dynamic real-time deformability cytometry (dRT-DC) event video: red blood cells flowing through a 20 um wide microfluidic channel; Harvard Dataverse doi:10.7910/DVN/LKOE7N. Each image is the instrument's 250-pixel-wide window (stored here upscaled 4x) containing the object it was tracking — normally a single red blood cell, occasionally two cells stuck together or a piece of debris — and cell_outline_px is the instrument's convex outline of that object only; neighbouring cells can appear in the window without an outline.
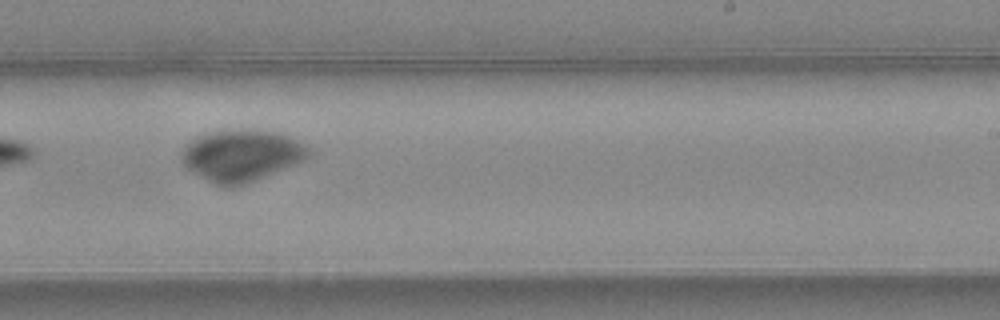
{"species": "common noctule bat (a hibernating species)", "species_latin": "Nyctalus noctula", "temperature_condition": "warm", "stored_images_in_passage": 14, "segment_of_instrument_passage": [2, 2], "camera_frame_rate_fps": 3000, "um_per_image_px": 0.085, "animal": {"sex": "female", "body_mass_g": 24.6, "forearm_length_mm": 56.2}, "frame": {"image": 1, "passage_image": 10, "time_ms": 3.0, "image_size_px": [1000, 320], "cell_outline_px": [[312, 156], [296, 164], [244, 184], [228, 188], [224, 188], [200, 176], [188, 168], [180, 160], [180, 152], [192, 140], [200, 136], [216, 132], [280, 132], [304, 144], [312, 152]], "centroid_in_image_um": [20.55, 13.26], "position_along_channel_um": 268.4, "area_um2": 37.11}}